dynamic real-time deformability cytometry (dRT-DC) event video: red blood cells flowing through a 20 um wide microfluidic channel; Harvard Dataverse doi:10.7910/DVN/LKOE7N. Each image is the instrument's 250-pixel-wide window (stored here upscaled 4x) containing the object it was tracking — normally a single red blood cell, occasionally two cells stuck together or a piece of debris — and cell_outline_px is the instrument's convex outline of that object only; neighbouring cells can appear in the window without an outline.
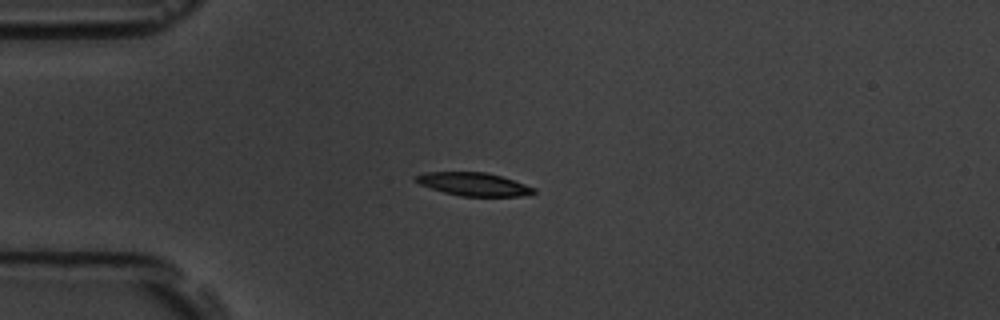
{"species": "common noctule bat (a hibernating species)", "species_latin": "Nyctalus noctula", "temperature_condition": "room temperature", "stored_images_in_passage": 15, "camera_frame_rate_fps": 3000, "um_per_image_px": 0.085, "animal": {"sex": "male", "body_mass_g": 19.5, "forearm_length_mm": 54.6}, "frame": {"image": 1, "passage_image": 3, "time_ms": 2.333, "image_size_px": [1000, 320], "cell_outline_px": [[536, 192], [524, 196], [460, 196], [444, 192], [420, 184], [412, 176], [424, 172], [484, 172], [500, 176], [536, 188]], "centroid_in_image_um": [40.25, 15.65], "position_along_channel_um": 44.8, "area_um2": 15.78}}
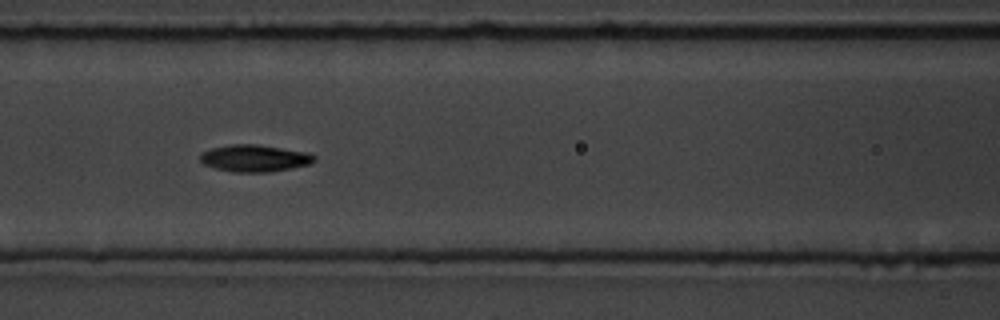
{"frame": {"image": 2, "passage_image": 6, "time_ms": 5.667, "image_size_px": [1000, 320], "cell_outline_px": [[316, 160], [312, 164], [272, 172], [232, 172], [216, 168], [204, 164], [200, 160], [200, 152], [212, 148], [228, 144], [256, 144], [308, 152], [316, 156]], "centroid_in_image_um": [21.66, 13.45], "position_along_channel_um": 144.9, "area_um2": 18.15}}
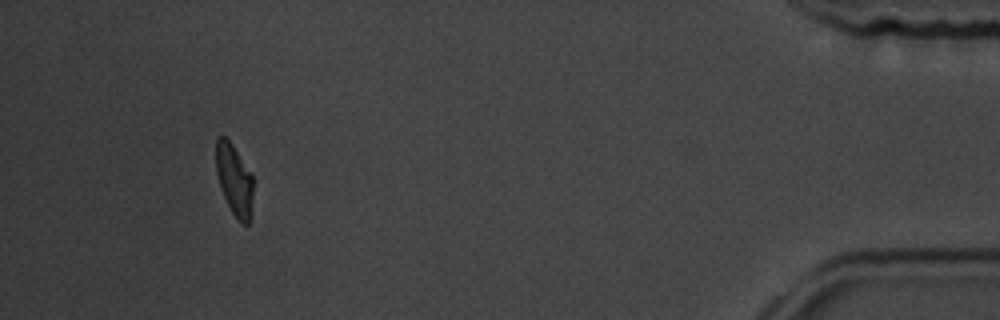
{"frame": {"image": 3, "passage_image": 14, "time_ms": 15.0, "image_size_px": [1000, 320], "cell_outline_px": [[252, 216], [248, 224], [240, 224], [232, 212], [220, 188], [216, 172], [216, 136], [224, 136], [232, 144], [252, 176]], "centroid_in_image_um": [19.9, 15.32], "position_along_channel_um": 415.3, "area_um2": 15.37}, "authors_computed_cell_mechanics": {"area_um2": 16.5308, "velocity_mm_per_s": 3.6263, "shape_relaxation_time_tau1_ms": 2.3502, "shape_relaxation_time_tau2_ms": null, "deformation_change_tau1": 0.1158, "deformation_change_tau2": null}}